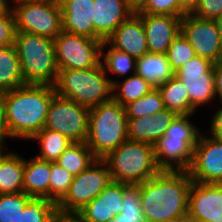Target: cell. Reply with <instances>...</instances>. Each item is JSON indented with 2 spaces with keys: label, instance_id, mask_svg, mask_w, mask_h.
<instances>
[{
  "label": "cell",
  "instance_id": "cell-14",
  "mask_svg": "<svg viewBox=\"0 0 222 222\" xmlns=\"http://www.w3.org/2000/svg\"><path fill=\"white\" fill-rule=\"evenodd\" d=\"M181 33L193 47L196 56L214 63L221 62L222 41L214 20L200 19L187 13L181 18Z\"/></svg>",
  "mask_w": 222,
  "mask_h": 222
},
{
  "label": "cell",
  "instance_id": "cell-11",
  "mask_svg": "<svg viewBox=\"0 0 222 222\" xmlns=\"http://www.w3.org/2000/svg\"><path fill=\"white\" fill-rule=\"evenodd\" d=\"M90 109L73 100L54 95L44 128L58 131L72 142H86Z\"/></svg>",
  "mask_w": 222,
  "mask_h": 222
},
{
  "label": "cell",
  "instance_id": "cell-30",
  "mask_svg": "<svg viewBox=\"0 0 222 222\" xmlns=\"http://www.w3.org/2000/svg\"><path fill=\"white\" fill-rule=\"evenodd\" d=\"M57 204L47 198L31 197L19 213L18 222H60Z\"/></svg>",
  "mask_w": 222,
  "mask_h": 222
},
{
  "label": "cell",
  "instance_id": "cell-38",
  "mask_svg": "<svg viewBox=\"0 0 222 222\" xmlns=\"http://www.w3.org/2000/svg\"><path fill=\"white\" fill-rule=\"evenodd\" d=\"M16 35V22L11 10L7 15L0 16V47L14 45Z\"/></svg>",
  "mask_w": 222,
  "mask_h": 222
},
{
  "label": "cell",
  "instance_id": "cell-6",
  "mask_svg": "<svg viewBox=\"0 0 222 222\" xmlns=\"http://www.w3.org/2000/svg\"><path fill=\"white\" fill-rule=\"evenodd\" d=\"M103 160L112 180L128 185H139L161 171L156 163L154 145L146 142L127 140Z\"/></svg>",
  "mask_w": 222,
  "mask_h": 222
},
{
  "label": "cell",
  "instance_id": "cell-28",
  "mask_svg": "<svg viewBox=\"0 0 222 222\" xmlns=\"http://www.w3.org/2000/svg\"><path fill=\"white\" fill-rule=\"evenodd\" d=\"M112 82V98L119 102L122 106L135 101L146 95L152 88H154L148 81L138 74L126 76L122 82L117 79Z\"/></svg>",
  "mask_w": 222,
  "mask_h": 222
},
{
  "label": "cell",
  "instance_id": "cell-34",
  "mask_svg": "<svg viewBox=\"0 0 222 222\" xmlns=\"http://www.w3.org/2000/svg\"><path fill=\"white\" fill-rule=\"evenodd\" d=\"M74 176L56 162H51L49 200L58 204L68 193Z\"/></svg>",
  "mask_w": 222,
  "mask_h": 222
},
{
  "label": "cell",
  "instance_id": "cell-31",
  "mask_svg": "<svg viewBox=\"0 0 222 222\" xmlns=\"http://www.w3.org/2000/svg\"><path fill=\"white\" fill-rule=\"evenodd\" d=\"M107 46H110L107 48ZM107 48V51L104 49ZM101 64L105 73L126 76L129 71L136 73V59L126 52L113 48L107 41H103L101 48Z\"/></svg>",
  "mask_w": 222,
  "mask_h": 222
},
{
  "label": "cell",
  "instance_id": "cell-49",
  "mask_svg": "<svg viewBox=\"0 0 222 222\" xmlns=\"http://www.w3.org/2000/svg\"><path fill=\"white\" fill-rule=\"evenodd\" d=\"M6 139H0V159L2 158V156L5 154L3 151L4 149H6Z\"/></svg>",
  "mask_w": 222,
  "mask_h": 222
},
{
  "label": "cell",
  "instance_id": "cell-42",
  "mask_svg": "<svg viewBox=\"0 0 222 222\" xmlns=\"http://www.w3.org/2000/svg\"><path fill=\"white\" fill-rule=\"evenodd\" d=\"M177 2L187 13H192L197 7L199 0H177Z\"/></svg>",
  "mask_w": 222,
  "mask_h": 222
},
{
  "label": "cell",
  "instance_id": "cell-21",
  "mask_svg": "<svg viewBox=\"0 0 222 222\" xmlns=\"http://www.w3.org/2000/svg\"><path fill=\"white\" fill-rule=\"evenodd\" d=\"M93 9L94 0H63V31L94 39Z\"/></svg>",
  "mask_w": 222,
  "mask_h": 222
},
{
  "label": "cell",
  "instance_id": "cell-27",
  "mask_svg": "<svg viewBox=\"0 0 222 222\" xmlns=\"http://www.w3.org/2000/svg\"><path fill=\"white\" fill-rule=\"evenodd\" d=\"M96 159L86 142H71L55 162L75 177Z\"/></svg>",
  "mask_w": 222,
  "mask_h": 222
},
{
  "label": "cell",
  "instance_id": "cell-47",
  "mask_svg": "<svg viewBox=\"0 0 222 222\" xmlns=\"http://www.w3.org/2000/svg\"><path fill=\"white\" fill-rule=\"evenodd\" d=\"M214 22L217 26V30L220 35L221 41H222V15L219 16L217 19H215Z\"/></svg>",
  "mask_w": 222,
  "mask_h": 222
},
{
  "label": "cell",
  "instance_id": "cell-4",
  "mask_svg": "<svg viewBox=\"0 0 222 222\" xmlns=\"http://www.w3.org/2000/svg\"><path fill=\"white\" fill-rule=\"evenodd\" d=\"M14 45L25 84L54 86L59 72L54 40L17 31Z\"/></svg>",
  "mask_w": 222,
  "mask_h": 222
},
{
  "label": "cell",
  "instance_id": "cell-44",
  "mask_svg": "<svg viewBox=\"0 0 222 222\" xmlns=\"http://www.w3.org/2000/svg\"><path fill=\"white\" fill-rule=\"evenodd\" d=\"M12 1L13 0H0V16L7 15L12 10Z\"/></svg>",
  "mask_w": 222,
  "mask_h": 222
},
{
  "label": "cell",
  "instance_id": "cell-2",
  "mask_svg": "<svg viewBox=\"0 0 222 222\" xmlns=\"http://www.w3.org/2000/svg\"><path fill=\"white\" fill-rule=\"evenodd\" d=\"M192 180L187 171L161 170L151 179L136 185L141 209L147 222H172L188 213Z\"/></svg>",
  "mask_w": 222,
  "mask_h": 222
},
{
  "label": "cell",
  "instance_id": "cell-35",
  "mask_svg": "<svg viewBox=\"0 0 222 222\" xmlns=\"http://www.w3.org/2000/svg\"><path fill=\"white\" fill-rule=\"evenodd\" d=\"M30 198L24 192L0 194V222H18L19 213Z\"/></svg>",
  "mask_w": 222,
  "mask_h": 222
},
{
  "label": "cell",
  "instance_id": "cell-36",
  "mask_svg": "<svg viewBox=\"0 0 222 222\" xmlns=\"http://www.w3.org/2000/svg\"><path fill=\"white\" fill-rule=\"evenodd\" d=\"M166 55L171 69L175 72L187 61L194 58L196 53L191 44L180 32L169 46Z\"/></svg>",
  "mask_w": 222,
  "mask_h": 222
},
{
  "label": "cell",
  "instance_id": "cell-22",
  "mask_svg": "<svg viewBox=\"0 0 222 222\" xmlns=\"http://www.w3.org/2000/svg\"><path fill=\"white\" fill-rule=\"evenodd\" d=\"M51 162L32 157L25 159L23 192L30 197L49 199Z\"/></svg>",
  "mask_w": 222,
  "mask_h": 222
},
{
  "label": "cell",
  "instance_id": "cell-26",
  "mask_svg": "<svg viewBox=\"0 0 222 222\" xmlns=\"http://www.w3.org/2000/svg\"><path fill=\"white\" fill-rule=\"evenodd\" d=\"M25 85L15 45L0 47V92Z\"/></svg>",
  "mask_w": 222,
  "mask_h": 222
},
{
  "label": "cell",
  "instance_id": "cell-43",
  "mask_svg": "<svg viewBox=\"0 0 222 222\" xmlns=\"http://www.w3.org/2000/svg\"><path fill=\"white\" fill-rule=\"evenodd\" d=\"M0 139H5V129L3 123V92H0Z\"/></svg>",
  "mask_w": 222,
  "mask_h": 222
},
{
  "label": "cell",
  "instance_id": "cell-5",
  "mask_svg": "<svg viewBox=\"0 0 222 222\" xmlns=\"http://www.w3.org/2000/svg\"><path fill=\"white\" fill-rule=\"evenodd\" d=\"M112 82L103 65L89 69L59 70L56 94L88 109L112 99Z\"/></svg>",
  "mask_w": 222,
  "mask_h": 222
},
{
  "label": "cell",
  "instance_id": "cell-7",
  "mask_svg": "<svg viewBox=\"0 0 222 222\" xmlns=\"http://www.w3.org/2000/svg\"><path fill=\"white\" fill-rule=\"evenodd\" d=\"M177 115L166 133L154 144L155 158L161 170L187 171L191 165L193 149L201 130L189 118Z\"/></svg>",
  "mask_w": 222,
  "mask_h": 222
},
{
  "label": "cell",
  "instance_id": "cell-8",
  "mask_svg": "<svg viewBox=\"0 0 222 222\" xmlns=\"http://www.w3.org/2000/svg\"><path fill=\"white\" fill-rule=\"evenodd\" d=\"M111 181L107 163L103 159H96L86 170L73 178L68 193L57 204L60 218L74 217Z\"/></svg>",
  "mask_w": 222,
  "mask_h": 222
},
{
  "label": "cell",
  "instance_id": "cell-1",
  "mask_svg": "<svg viewBox=\"0 0 222 222\" xmlns=\"http://www.w3.org/2000/svg\"><path fill=\"white\" fill-rule=\"evenodd\" d=\"M54 86L25 84L3 93L5 139L30 140L45 125Z\"/></svg>",
  "mask_w": 222,
  "mask_h": 222
},
{
  "label": "cell",
  "instance_id": "cell-15",
  "mask_svg": "<svg viewBox=\"0 0 222 222\" xmlns=\"http://www.w3.org/2000/svg\"><path fill=\"white\" fill-rule=\"evenodd\" d=\"M187 215L195 222H222V184L192 182Z\"/></svg>",
  "mask_w": 222,
  "mask_h": 222
},
{
  "label": "cell",
  "instance_id": "cell-10",
  "mask_svg": "<svg viewBox=\"0 0 222 222\" xmlns=\"http://www.w3.org/2000/svg\"><path fill=\"white\" fill-rule=\"evenodd\" d=\"M103 41L62 31L54 39L59 70L89 69L101 63Z\"/></svg>",
  "mask_w": 222,
  "mask_h": 222
},
{
  "label": "cell",
  "instance_id": "cell-16",
  "mask_svg": "<svg viewBox=\"0 0 222 222\" xmlns=\"http://www.w3.org/2000/svg\"><path fill=\"white\" fill-rule=\"evenodd\" d=\"M130 185L111 181L107 187L74 217L80 222H108L122 211L124 191Z\"/></svg>",
  "mask_w": 222,
  "mask_h": 222
},
{
  "label": "cell",
  "instance_id": "cell-9",
  "mask_svg": "<svg viewBox=\"0 0 222 222\" xmlns=\"http://www.w3.org/2000/svg\"><path fill=\"white\" fill-rule=\"evenodd\" d=\"M17 31L55 39L62 31L61 6L22 0L12 1Z\"/></svg>",
  "mask_w": 222,
  "mask_h": 222
},
{
  "label": "cell",
  "instance_id": "cell-48",
  "mask_svg": "<svg viewBox=\"0 0 222 222\" xmlns=\"http://www.w3.org/2000/svg\"><path fill=\"white\" fill-rule=\"evenodd\" d=\"M172 222H195L192 218L188 215L174 219Z\"/></svg>",
  "mask_w": 222,
  "mask_h": 222
},
{
  "label": "cell",
  "instance_id": "cell-19",
  "mask_svg": "<svg viewBox=\"0 0 222 222\" xmlns=\"http://www.w3.org/2000/svg\"><path fill=\"white\" fill-rule=\"evenodd\" d=\"M132 13L125 0H94V39L106 41Z\"/></svg>",
  "mask_w": 222,
  "mask_h": 222
},
{
  "label": "cell",
  "instance_id": "cell-3",
  "mask_svg": "<svg viewBox=\"0 0 222 222\" xmlns=\"http://www.w3.org/2000/svg\"><path fill=\"white\" fill-rule=\"evenodd\" d=\"M127 128L125 108L112 98L90 109L86 145L103 159L128 140Z\"/></svg>",
  "mask_w": 222,
  "mask_h": 222
},
{
  "label": "cell",
  "instance_id": "cell-46",
  "mask_svg": "<svg viewBox=\"0 0 222 222\" xmlns=\"http://www.w3.org/2000/svg\"><path fill=\"white\" fill-rule=\"evenodd\" d=\"M27 2H39V3H47L61 6L63 0H22Z\"/></svg>",
  "mask_w": 222,
  "mask_h": 222
},
{
  "label": "cell",
  "instance_id": "cell-39",
  "mask_svg": "<svg viewBox=\"0 0 222 222\" xmlns=\"http://www.w3.org/2000/svg\"><path fill=\"white\" fill-rule=\"evenodd\" d=\"M191 14L200 19L215 20L222 15V0H199Z\"/></svg>",
  "mask_w": 222,
  "mask_h": 222
},
{
  "label": "cell",
  "instance_id": "cell-25",
  "mask_svg": "<svg viewBox=\"0 0 222 222\" xmlns=\"http://www.w3.org/2000/svg\"><path fill=\"white\" fill-rule=\"evenodd\" d=\"M163 99L165 109L177 115H194L185 85L175 76L157 87Z\"/></svg>",
  "mask_w": 222,
  "mask_h": 222
},
{
  "label": "cell",
  "instance_id": "cell-17",
  "mask_svg": "<svg viewBox=\"0 0 222 222\" xmlns=\"http://www.w3.org/2000/svg\"><path fill=\"white\" fill-rule=\"evenodd\" d=\"M143 22L150 53L166 54L181 32V18L172 15L138 14Z\"/></svg>",
  "mask_w": 222,
  "mask_h": 222
},
{
  "label": "cell",
  "instance_id": "cell-50",
  "mask_svg": "<svg viewBox=\"0 0 222 222\" xmlns=\"http://www.w3.org/2000/svg\"><path fill=\"white\" fill-rule=\"evenodd\" d=\"M60 222H80L75 217H65L62 218Z\"/></svg>",
  "mask_w": 222,
  "mask_h": 222
},
{
  "label": "cell",
  "instance_id": "cell-23",
  "mask_svg": "<svg viewBox=\"0 0 222 222\" xmlns=\"http://www.w3.org/2000/svg\"><path fill=\"white\" fill-rule=\"evenodd\" d=\"M136 74L143 77L154 88L174 77L167 55L150 52L136 59Z\"/></svg>",
  "mask_w": 222,
  "mask_h": 222
},
{
  "label": "cell",
  "instance_id": "cell-37",
  "mask_svg": "<svg viewBox=\"0 0 222 222\" xmlns=\"http://www.w3.org/2000/svg\"><path fill=\"white\" fill-rule=\"evenodd\" d=\"M137 14H157L183 17L187 12L179 5L177 0H145L136 11Z\"/></svg>",
  "mask_w": 222,
  "mask_h": 222
},
{
  "label": "cell",
  "instance_id": "cell-40",
  "mask_svg": "<svg viewBox=\"0 0 222 222\" xmlns=\"http://www.w3.org/2000/svg\"><path fill=\"white\" fill-rule=\"evenodd\" d=\"M214 114L210 121V130L207 133L222 141V106Z\"/></svg>",
  "mask_w": 222,
  "mask_h": 222
},
{
  "label": "cell",
  "instance_id": "cell-33",
  "mask_svg": "<svg viewBox=\"0 0 222 222\" xmlns=\"http://www.w3.org/2000/svg\"><path fill=\"white\" fill-rule=\"evenodd\" d=\"M141 209L140 191L136 185H130L122 200V211L108 222H144Z\"/></svg>",
  "mask_w": 222,
  "mask_h": 222
},
{
  "label": "cell",
  "instance_id": "cell-12",
  "mask_svg": "<svg viewBox=\"0 0 222 222\" xmlns=\"http://www.w3.org/2000/svg\"><path fill=\"white\" fill-rule=\"evenodd\" d=\"M214 64L207 58L195 56L174 72V76L187 88L190 104L195 110L216 99Z\"/></svg>",
  "mask_w": 222,
  "mask_h": 222
},
{
  "label": "cell",
  "instance_id": "cell-41",
  "mask_svg": "<svg viewBox=\"0 0 222 222\" xmlns=\"http://www.w3.org/2000/svg\"><path fill=\"white\" fill-rule=\"evenodd\" d=\"M214 73V91L215 96L219 97L222 104V63H215L213 66Z\"/></svg>",
  "mask_w": 222,
  "mask_h": 222
},
{
  "label": "cell",
  "instance_id": "cell-29",
  "mask_svg": "<svg viewBox=\"0 0 222 222\" xmlns=\"http://www.w3.org/2000/svg\"><path fill=\"white\" fill-rule=\"evenodd\" d=\"M30 140L39 142L40 152L35 157L41 160L55 162L72 142L58 131L43 128Z\"/></svg>",
  "mask_w": 222,
  "mask_h": 222
},
{
  "label": "cell",
  "instance_id": "cell-18",
  "mask_svg": "<svg viewBox=\"0 0 222 222\" xmlns=\"http://www.w3.org/2000/svg\"><path fill=\"white\" fill-rule=\"evenodd\" d=\"M106 41L135 59L148 52L143 22L136 12L123 21Z\"/></svg>",
  "mask_w": 222,
  "mask_h": 222
},
{
  "label": "cell",
  "instance_id": "cell-32",
  "mask_svg": "<svg viewBox=\"0 0 222 222\" xmlns=\"http://www.w3.org/2000/svg\"><path fill=\"white\" fill-rule=\"evenodd\" d=\"M127 118L155 115L165 109L158 88H152L146 95L124 106Z\"/></svg>",
  "mask_w": 222,
  "mask_h": 222
},
{
  "label": "cell",
  "instance_id": "cell-45",
  "mask_svg": "<svg viewBox=\"0 0 222 222\" xmlns=\"http://www.w3.org/2000/svg\"><path fill=\"white\" fill-rule=\"evenodd\" d=\"M126 4L136 12L145 2V0H125Z\"/></svg>",
  "mask_w": 222,
  "mask_h": 222
},
{
  "label": "cell",
  "instance_id": "cell-20",
  "mask_svg": "<svg viewBox=\"0 0 222 222\" xmlns=\"http://www.w3.org/2000/svg\"><path fill=\"white\" fill-rule=\"evenodd\" d=\"M176 116L174 112L164 109L153 116L127 118L128 140L154 145L166 133Z\"/></svg>",
  "mask_w": 222,
  "mask_h": 222
},
{
  "label": "cell",
  "instance_id": "cell-24",
  "mask_svg": "<svg viewBox=\"0 0 222 222\" xmlns=\"http://www.w3.org/2000/svg\"><path fill=\"white\" fill-rule=\"evenodd\" d=\"M25 159L8 151L0 159V194L23 192Z\"/></svg>",
  "mask_w": 222,
  "mask_h": 222
},
{
  "label": "cell",
  "instance_id": "cell-13",
  "mask_svg": "<svg viewBox=\"0 0 222 222\" xmlns=\"http://www.w3.org/2000/svg\"><path fill=\"white\" fill-rule=\"evenodd\" d=\"M187 172L192 182L222 184V141L201 132Z\"/></svg>",
  "mask_w": 222,
  "mask_h": 222
}]
</instances>
